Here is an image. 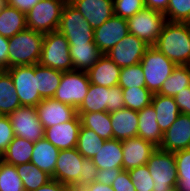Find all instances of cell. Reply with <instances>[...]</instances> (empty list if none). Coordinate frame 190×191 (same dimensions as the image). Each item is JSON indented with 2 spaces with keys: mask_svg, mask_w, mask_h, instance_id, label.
<instances>
[{
  "mask_svg": "<svg viewBox=\"0 0 190 191\" xmlns=\"http://www.w3.org/2000/svg\"><path fill=\"white\" fill-rule=\"evenodd\" d=\"M114 15L128 19L142 10L144 0H113Z\"/></svg>",
  "mask_w": 190,
  "mask_h": 191,
  "instance_id": "b9f144b4",
  "label": "cell"
},
{
  "mask_svg": "<svg viewBox=\"0 0 190 191\" xmlns=\"http://www.w3.org/2000/svg\"><path fill=\"white\" fill-rule=\"evenodd\" d=\"M111 186L114 191H136L127 170H122Z\"/></svg>",
  "mask_w": 190,
  "mask_h": 191,
  "instance_id": "f6af8a7d",
  "label": "cell"
},
{
  "mask_svg": "<svg viewBox=\"0 0 190 191\" xmlns=\"http://www.w3.org/2000/svg\"><path fill=\"white\" fill-rule=\"evenodd\" d=\"M190 148V115L180 113L177 119L163 133L162 151L176 152Z\"/></svg>",
  "mask_w": 190,
  "mask_h": 191,
  "instance_id": "2e32d148",
  "label": "cell"
},
{
  "mask_svg": "<svg viewBox=\"0 0 190 191\" xmlns=\"http://www.w3.org/2000/svg\"><path fill=\"white\" fill-rule=\"evenodd\" d=\"M190 86V65L176 66L157 94L174 97Z\"/></svg>",
  "mask_w": 190,
  "mask_h": 191,
  "instance_id": "d6a6232c",
  "label": "cell"
},
{
  "mask_svg": "<svg viewBox=\"0 0 190 191\" xmlns=\"http://www.w3.org/2000/svg\"><path fill=\"white\" fill-rule=\"evenodd\" d=\"M151 104L156 111V120L162 133L166 132L181 113L174 97L154 93Z\"/></svg>",
  "mask_w": 190,
  "mask_h": 191,
  "instance_id": "d4e9b609",
  "label": "cell"
},
{
  "mask_svg": "<svg viewBox=\"0 0 190 191\" xmlns=\"http://www.w3.org/2000/svg\"><path fill=\"white\" fill-rule=\"evenodd\" d=\"M9 38L0 35V67L8 69Z\"/></svg>",
  "mask_w": 190,
  "mask_h": 191,
  "instance_id": "681fc988",
  "label": "cell"
},
{
  "mask_svg": "<svg viewBox=\"0 0 190 191\" xmlns=\"http://www.w3.org/2000/svg\"><path fill=\"white\" fill-rule=\"evenodd\" d=\"M175 102L182 114L190 115V86L174 96Z\"/></svg>",
  "mask_w": 190,
  "mask_h": 191,
  "instance_id": "7dc6e473",
  "label": "cell"
},
{
  "mask_svg": "<svg viewBox=\"0 0 190 191\" xmlns=\"http://www.w3.org/2000/svg\"><path fill=\"white\" fill-rule=\"evenodd\" d=\"M44 35L27 28L9 38L8 68L38 64Z\"/></svg>",
  "mask_w": 190,
  "mask_h": 191,
  "instance_id": "7a4b0ae2",
  "label": "cell"
},
{
  "mask_svg": "<svg viewBox=\"0 0 190 191\" xmlns=\"http://www.w3.org/2000/svg\"><path fill=\"white\" fill-rule=\"evenodd\" d=\"M6 4L4 0H0V9Z\"/></svg>",
  "mask_w": 190,
  "mask_h": 191,
  "instance_id": "11a10c76",
  "label": "cell"
},
{
  "mask_svg": "<svg viewBox=\"0 0 190 191\" xmlns=\"http://www.w3.org/2000/svg\"><path fill=\"white\" fill-rule=\"evenodd\" d=\"M146 165L154 182L153 191H167L178 185L174 152L156 148Z\"/></svg>",
  "mask_w": 190,
  "mask_h": 191,
  "instance_id": "52a82bcc",
  "label": "cell"
},
{
  "mask_svg": "<svg viewBox=\"0 0 190 191\" xmlns=\"http://www.w3.org/2000/svg\"><path fill=\"white\" fill-rule=\"evenodd\" d=\"M6 71L10 74L21 106L36 107L43 100L37 90L35 64L9 67Z\"/></svg>",
  "mask_w": 190,
  "mask_h": 191,
  "instance_id": "8fae6325",
  "label": "cell"
},
{
  "mask_svg": "<svg viewBox=\"0 0 190 191\" xmlns=\"http://www.w3.org/2000/svg\"><path fill=\"white\" fill-rule=\"evenodd\" d=\"M145 87L153 94L158 93L176 65L155 47L150 46L141 59Z\"/></svg>",
  "mask_w": 190,
  "mask_h": 191,
  "instance_id": "8992f818",
  "label": "cell"
},
{
  "mask_svg": "<svg viewBox=\"0 0 190 191\" xmlns=\"http://www.w3.org/2000/svg\"><path fill=\"white\" fill-rule=\"evenodd\" d=\"M34 143L21 137H14L2 154V160L14 166L29 163L33 152Z\"/></svg>",
  "mask_w": 190,
  "mask_h": 191,
  "instance_id": "4dcf8cb0",
  "label": "cell"
},
{
  "mask_svg": "<svg viewBox=\"0 0 190 191\" xmlns=\"http://www.w3.org/2000/svg\"><path fill=\"white\" fill-rule=\"evenodd\" d=\"M93 30L114 15L113 0H68Z\"/></svg>",
  "mask_w": 190,
  "mask_h": 191,
  "instance_id": "ac0fdd59",
  "label": "cell"
},
{
  "mask_svg": "<svg viewBox=\"0 0 190 191\" xmlns=\"http://www.w3.org/2000/svg\"><path fill=\"white\" fill-rule=\"evenodd\" d=\"M0 191H25L16 166L0 162Z\"/></svg>",
  "mask_w": 190,
  "mask_h": 191,
  "instance_id": "8d00e7d4",
  "label": "cell"
},
{
  "mask_svg": "<svg viewBox=\"0 0 190 191\" xmlns=\"http://www.w3.org/2000/svg\"><path fill=\"white\" fill-rule=\"evenodd\" d=\"M178 188L180 191H190V148L174 152Z\"/></svg>",
  "mask_w": 190,
  "mask_h": 191,
  "instance_id": "74e56055",
  "label": "cell"
},
{
  "mask_svg": "<svg viewBox=\"0 0 190 191\" xmlns=\"http://www.w3.org/2000/svg\"><path fill=\"white\" fill-rule=\"evenodd\" d=\"M58 31L66 37L69 45L94 42V30L68 1L63 7Z\"/></svg>",
  "mask_w": 190,
  "mask_h": 191,
  "instance_id": "9c48e42d",
  "label": "cell"
},
{
  "mask_svg": "<svg viewBox=\"0 0 190 191\" xmlns=\"http://www.w3.org/2000/svg\"><path fill=\"white\" fill-rule=\"evenodd\" d=\"M91 160L98 170L109 168H123L122 141L117 139L105 140L102 148Z\"/></svg>",
  "mask_w": 190,
  "mask_h": 191,
  "instance_id": "484cf974",
  "label": "cell"
},
{
  "mask_svg": "<svg viewBox=\"0 0 190 191\" xmlns=\"http://www.w3.org/2000/svg\"><path fill=\"white\" fill-rule=\"evenodd\" d=\"M16 169L25 191H34L52 179L49 174L31 162L18 165Z\"/></svg>",
  "mask_w": 190,
  "mask_h": 191,
  "instance_id": "836d02e7",
  "label": "cell"
},
{
  "mask_svg": "<svg viewBox=\"0 0 190 191\" xmlns=\"http://www.w3.org/2000/svg\"><path fill=\"white\" fill-rule=\"evenodd\" d=\"M120 72L121 68L103 54L87 74L91 84L110 88L118 85Z\"/></svg>",
  "mask_w": 190,
  "mask_h": 191,
  "instance_id": "7402d4cb",
  "label": "cell"
},
{
  "mask_svg": "<svg viewBox=\"0 0 190 191\" xmlns=\"http://www.w3.org/2000/svg\"><path fill=\"white\" fill-rule=\"evenodd\" d=\"M122 170L123 168H107L98 170L96 182L111 186L112 182L116 179Z\"/></svg>",
  "mask_w": 190,
  "mask_h": 191,
  "instance_id": "bcb514c9",
  "label": "cell"
},
{
  "mask_svg": "<svg viewBox=\"0 0 190 191\" xmlns=\"http://www.w3.org/2000/svg\"><path fill=\"white\" fill-rule=\"evenodd\" d=\"M77 115L83 127L93 130L104 140L113 139L110 112L77 113Z\"/></svg>",
  "mask_w": 190,
  "mask_h": 191,
  "instance_id": "f546056e",
  "label": "cell"
},
{
  "mask_svg": "<svg viewBox=\"0 0 190 191\" xmlns=\"http://www.w3.org/2000/svg\"><path fill=\"white\" fill-rule=\"evenodd\" d=\"M125 108L140 111L151 104L153 93L146 87L122 89Z\"/></svg>",
  "mask_w": 190,
  "mask_h": 191,
  "instance_id": "d590c367",
  "label": "cell"
},
{
  "mask_svg": "<svg viewBox=\"0 0 190 191\" xmlns=\"http://www.w3.org/2000/svg\"><path fill=\"white\" fill-rule=\"evenodd\" d=\"M40 0H9L7 4L27 14Z\"/></svg>",
  "mask_w": 190,
  "mask_h": 191,
  "instance_id": "c3c4849f",
  "label": "cell"
},
{
  "mask_svg": "<svg viewBox=\"0 0 190 191\" xmlns=\"http://www.w3.org/2000/svg\"><path fill=\"white\" fill-rule=\"evenodd\" d=\"M16 137L35 143L44 138L45 129L34 106H21L8 115Z\"/></svg>",
  "mask_w": 190,
  "mask_h": 191,
  "instance_id": "7c38bea8",
  "label": "cell"
},
{
  "mask_svg": "<svg viewBox=\"0 0 190 191\" xmlns=\"http://www.w3.org/2000/svg\"><path fill=\"white\" fill-rule=\"evenodd\" d=\"M62 74V71L55 70L49 67H44L39 63L35 64L37 90L43 99L53 98L56 89L60 85Z\"/></svg>",
  "mask_w": 190,
  "mask_h": 191,
  "instance_id": "f1b7e54d",
  "label": "cell"
},
{
  "mask_svg": "<svg viewBox=\"0 0 190 191\" xmlns=\"http://www.w3.org/2000/svg\"><path fill=\"white\" fill-rule=\"evenodd\" d=\"M39 64L62 72L73 70L69 42L59 31L44 35Z\"/></svg>",
  "mask_w": 190,
  "mask_h": 191,
  "instance_id": "277c9868",
  "label": "cell"
},
{
  "mask_svg": "<svg viewBox=\"0 0 190 191\" xmlns=\"http://www.w3.org/2000/svg\"><path fill=\"white\" fill-rule=\"evenodd\" d=\"M136 191H153L154 182L147 165H141L128 171Z\"/></svg>",
  "mask_w": 190,
  "mask_h": 191,
  "instance_id": "60d3db41",
  "label": "cell"
},
{
  "mask_svg": "<svg viewBox=\"0 0 190 191\" xmlns=\"http://www.w3.org/2000/svg\"><path fill=\"white\" fill-rule=\"evenodd\" d=\"M164 15L169 22L190 23V0H169Z\"/></svg>",
  "mask_w": 190,
  "mask_h": 191,
  "instance_id": "ab89813d",
  "label": "cell"
},
{
  "mask_svg": "<svg viewBox=\"0 0 190 191\" xmlns=\"http://www.w3.org/2000/svg\"><path fill=\"white\" fill-rule=\"evenodd\" d=\"M153 47L176 66L190 65V23L167 21Z\"/></svg>",
  "mask_w": 190,
  "mask_h": 191,
  "instance_id": "6da1fadb",
  "label": "cell"
},
{
  "mask_svg": "<svg viewBox=\"0 0 190 191\" xmlns=\"http://www.w3.org/2000/svg\"><path fill=\"white\" fill-rule=\"evenodd\" d=\"M83 159L84 157L76 147L60 150L55 165L54 179L72 188L81 176Z\"/></svg>",
  "mask_w": 190,
  "mask_h": 191,
  "instance_id": "5bb4252c",
  "label": "cell"
},
{
  "mask_svg": "<svg viewBox=\"0 0 190 191\" xmlns=\"http://www.w3.org/2000/svg\"><path fill=\"white\" fill-rule=\"evenodd\" d=\"M167 191H180L178 186H174V187H171L170 189H168Z\"/></svg>",
  "mask_w": 190,
  "mask_h": 191,
  "instance_id": "db71d44e",
  "label": "cell"
},
{
  "mask_svg": "<svg viewBox=\"0 0 190 191\" xmlns=\"http://www.w3.org/2000/svg\"><path fill=\"white\" fill-rule=\"evenodd\" d=\"M149 47L142 39L129 33L105 55L122 68L139 64Z\"/></svg>",
  "mask_w": 190,
  "mask_h": 191,
  "instance_id": "4fadbf2b",
  "label": "cell"
},
{
  "mask_svg": "<svg viewBox=\"0 0 190 191\" xmlns=\"http://www.w3.org/2000/svg\"><path fill=\"white\" fill-rule=\"evenodd\" d=\"M25 29H27L26 14L6 3L0 9V35L11 38Z\"/></svg>",
  "mask_w": 190,
  "mask_h": 191,
  "instance_id": "83f0119b",
  "label": "cell"
},
{
  "mask_svg": "<svg viewBox=\"0 0 190 191\" xmlns=\"http://www.w3.org/2000/svg\"><path fill=\"white\" fill-rule=\"evenodd\" d=\"M60 150L45 137L34 143L30 162L54 179V170Z\"/></svg>",
  "mask_w": 190,
  "mask_h": 191,
  "instance_id": "cb8c5ba5",
  "label": "cell"
},
{
  "mask_svg": "<svg viewBox=\"0 0 190 191\" xmlns=\"http://www.w3.org/2000/svg\"><path fill=\"white\" fill-rule=\"evenodd\" d=\"M156 118V111L152 104L138 111L137 136L159 148L162 143L163 133L159 128Z\"/></svg>",
  "mask_w": 190,
  "mask_h": 191,
  "instance_id": "603a6c76",
  "label": "cell"
},
{
  "mask_svg": "<svg viewBox=\"0 0 190 191\" xmlns=\"http://www.w3.org/2000/svg\"><path fill=\"white\" fill-rule=\"evenodd\" d=\"M128 34L127 19L113 15L94 30V43L102 54H107Z\"/></svg>",
  "mask_w": 190,
  "mask_h": 191,
  "instance_id": "9a60e30c",
  "label": "cell"
},
{
  "mask_svg": "<svg viewBox=\"0 0 190 191\" xmlns=\"http://www.w3.org/2000/svg\"><path fill=\"white\" fill-rule=\"evenodd\" d=\"M156 148L152 143L138 136L123 140V170L129 171L141 165H146Z\"/></svg>",
  "mask_w": 190,
  "mask_h": 191,
  "instance_id": "ffe728a7",
  "label": "cell"
},
{
  "mask_svg": "<svg viewBox=\"0 0 190 191\" xmlns=\"http://www.w3.org/2000/svg\"><path fill=\"white\" fill-rule=\"evenodd\" d=\"M80 191H114L112 186L101 184L98 182H93L90 185H87Z\"/></svg>",
  "mask_w": 190,
  "mask_h": 191,
  "instance_id": "f5cc1de1",
  "label": "cell"
},
{
  "mask_svg": "<svg viewBox=\"0 0 190 191\" xmlns=\"http://www.w3.org/2000/svg\"><path fill=\"white\" fill-rule=\"evenodd\" d=\"M38 118L44 129L72 120L77 109L53 98L43 99L36 107Z\"/></svg>",
  "mask_w": 190,
  "mask_h": 191,
  "instance_id": "e0dca14e",
  "label": "cell"
},
{
  "mask_svg": "<svg viewBox=\"0 0 190 191\" xmlns=\"http://www.w3.org/2000/svg\"><path fill=\"white\" fill-rule=\"evenodd\" d=\"M127 21L130 34L142 39L149 46H154L167 19L163 13L144 7Z\"/></svg>",
  "mask_w": 190,
  "mask_h": 191,
  "instance_id": "ba28073f",
  "label": "cell"
},
{
  "mask_svg": "<svg viewBox=\"0 0 190 191\" xmlns=\"http://www.w3.org/2000/svg\"><path fill=\"white\" fill-rule=\"evenodd\" d=\"M105 140L102 139L93 130L81 125L78 135L76 149L84 158L91 159L102 148Z\"/></svg>",
  "mask_w": 190,
  "mask_h": 191,
  "instance_id": "e575fe53",
  "label": "cell"
},
{
  "mask_svg": "<svg viewBox=\"0 0 190 191\" xmlns=\"http://www.w3.org/2000/svg\"><path fill=\"white\" fill-rule=\"evenodd\" d=\"M169 0H144V5L147 8L165 13L168 8Z\"/></svg>",
  "mask_w": 190,
  "mask_h": 191,
  "instance_id": "816d5d0a",
  "label": "cell"
},
{
  "mask_svg": "<svg viewBox=\"0 0 190 191\" xmlns=\"http://www.w3.org/2000/svg\"><path fill=\"white\" fill-rule=\"evenodd\" d=\"M124 107L123 91L119 85L107 88L90 83L88 93L77 108V113H112Z\"/></svg>",
  "mask_w": 190,
  "mask_h": 191,
  "instance_id": "3957f363",
  "label": "cell"
},
{
  "mask_svg": "<svg viewBox=\"0 0 190 191\" xmlns=\"http://www.w3.org/2000/svg\"><path fill=\"white\" fill-rule=\"evenodd\" d=\"M118 85L121 89L145 87V77L141 64L122 67Z\"/></svg>",
  "mask_w": 190,
  "mask_h": 191,
  "instance_id": "f35d334b",
  "label": "cell"
},
{
  "mask_svg": "<svg viewBox=\"0 0 190 191\" xmlns=\"http://www.w3.org/2000/svg\"><path fill=\"white\" fill-rule=\"evenodd\" d=\"M68 0H40L27 14V28L43 34L58 31Z\"/></svg>",
  "mask_w": 190,
  "mask_h": 191,
  "instance_id": "5b68a950",
  "label": "cell"
},
{
  "mask_svg": "<svg viewBox=\"0 0 190 191\" xmlns=\"http://www.w3.org/2000/svg\"><path fill=\"white\" fill-rule=\"evenodd\" d=\"M113 139L119 141L137 137L138 134V112L129 108L110 113Z\"/></svg>",
  "mask_w": 190,
  "mask_h": 191,
  "instance_id": "44dd1931",
  "label": "cell"
},
{
  "mask_svg": "<svg viewBox=\"0 0 190 191\" xmlns=\"http://www.w3.org/2000/svg\"><path fill=\"white\" fill-rule=\"evenodd\" d=\"M89 77L86 71L72 70L62 74L59 87L53 99L78 108L89 90Z\"/></svg>",
  "mask_w": 190,
  "mask_h": 191,
  "instance_id": "30bf717a",
  "label": "cell"
},
{
  "mask_svg": "<svg viewBox=\"0 0 190 191\" xmlns=\"http://www.w3.org/2000/svg\"><path fill=\"white\" fill-rule=\"evenodd\" d=\"M81 167H83L81 176L79 181L71 188L72 191H80L87 185L96 182L98 169L94 162L91 159L84 158Z\"/></svg>",
  "mask_w": 190,
  "mask_h": 191,
  "instance_id": "7bdbcfd3",
  "label": "cell"
},
{
  "mask_svg": "<svg viewBox=\"0 0 190 191\" xmlns=\"http://www.w3.org/2000/svg\"><path fill=\"white\" fill-rule=\"evenodd\" d=\"M34 191H72V189L55 179H51L45 185H42Z\"/></svg>",
  "mask_w": 190,
  "mask_h": 191,
  "instance_id": "f907efd6",
  "label": "cell"
},
{
  "mask_svg": "<svg viewBox=\"0 0 190 191\" xmlns=\"http://www.w3.org/2000/svg\"><path fill=\"white\" fill-rule=\"evenodd\" d=\"M81 120L76 115L72 120L45 128L44 137L59 150L77 146Z\"/></svg>",
  "mask_w": 190,
  "mask_h": 191,
  "instance_id": "d6986e66",
  "label": "cell"
},
{
  "mask_svg": "<svg viewBox=\"0 0 190 191\" xmlns=\"http://www.w3.org/2000/svg\"><path fill=\"white\" fill-rule=\"evenodd\" d=\"M73 70L88 71L103 55L94 42L90 44L69 45Z\"/></svg>",
  "mask_w": 190,
  "mask_h": 191,
  "instance_id": "4316f807",
  "label": "cell"
},
{
  "mask_svg": "<svg viewBox=\"0 0 190 191\" xmlns=\"http://www.w3.org/2000/svg\"><path fill=\"white\" fill-rule=\"evenodd\" d=\"M19 107L20 100L10 74L3 70L0 74V115H9Z\"/></svg>",
  "mask_w": 190,
  "mask_h": 191,
  "instance_id": "1f68e13d",
  "label": "cell"
},
{
  "mask_svg": "<svg viewBox=\"0 0 190 191\" xmlns=\"http://www.w3.org/2000/svg\"><path fill=\"white\" fill-rule=\"evenodd\" d=\"M15 137L8 115H0V153L3 154Z\"/></svg>",
  "mask_w": 190,
  "mask_h": 191,
  "instance_id": "ee69618b",
  "label": "cell"
},
{
  "mask_svg": "<svg viewBox=\"0 0 190 191\" xmlns=\"http://www.w3.org/2000/svg\"><path fill=\"white\" fill-rule=\"evenodd\" d=\"M2 161V154L0 153V162Z\"/></svg>",
  "mask_w": 190,
  "mask_h": 191,
  "instance_id": "9f6ffc18",
  "label": "cell"
}]
</instances>
